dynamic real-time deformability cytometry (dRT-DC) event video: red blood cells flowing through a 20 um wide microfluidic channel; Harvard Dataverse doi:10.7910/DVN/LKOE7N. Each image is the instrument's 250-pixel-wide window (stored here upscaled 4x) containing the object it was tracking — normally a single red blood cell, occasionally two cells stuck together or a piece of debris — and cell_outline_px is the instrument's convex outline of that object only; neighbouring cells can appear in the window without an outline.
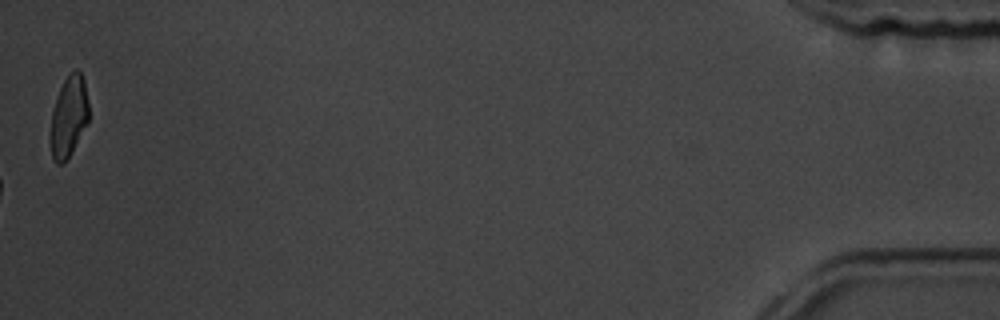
{"species": "common noctule bat (a hibernating species)", "species_latin": "Nyctalus noctula", "temperature_condition": "room temperature", "stored_images_in_passage": 12, "camera_frame_rate_fps": 3000, "um_per_image_px": 0.085, "animal": {"sex": "male", "body_mass_g": 19.5, "forearm_length_mm": 54.6}, "frame": {"image": 1, "passage_image": 12, "time_ms": 13.333, "image_size_px": [1000, 320], "cell_outline_px": [[88, 124], [64, 164], [56, 164], [52, 156], [48, 140], [52, 112], [60, 88], [64, 80], [76, 68], [80, 72], [84, 80], [88, 104]], "centroid_in_image_um": [5.82, 9.97], "position_along_channel_um": 429.4, "area_um2": 18.21}}